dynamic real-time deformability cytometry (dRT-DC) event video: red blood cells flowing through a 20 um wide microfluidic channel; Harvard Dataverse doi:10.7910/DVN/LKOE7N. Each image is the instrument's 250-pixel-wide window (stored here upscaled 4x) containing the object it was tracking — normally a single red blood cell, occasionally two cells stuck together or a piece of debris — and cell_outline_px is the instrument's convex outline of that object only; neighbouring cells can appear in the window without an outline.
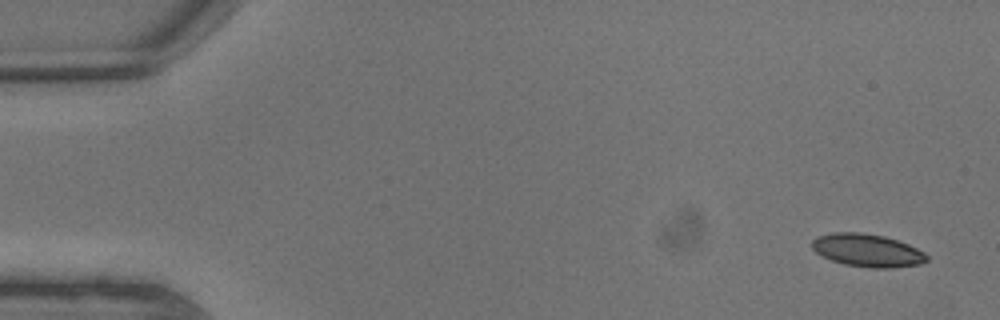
{"species": "common noctule bat (a hibernating species)", "species_latin": "Nyctalus noctula", "temperature_condition": "warm", "stored_images_in_passage": 7, "segment_of_instrument_passage": [1, 2], "camera_frame_rate_fps": 3000, "um_per_image_px": 0.085, "animal": {"sex": "male", "body_mass_g": 13.3}, "frame": {"image": 1, "passage_image": 1, "time_ms": 0.0, "image_size_px": [1000, 320], "cell_outline_px": [[928, 260], [920, 264], [892, 268], [868, 268], [844, 264], [832, 260], [816, 252], [812, 248], [812, 240], [816, 236], [832, 232], [860, 232], [884, 236], [908, 244], [924, 252], [928, 256]], "centroid_in_image_um": [73.72, 21.28], "position_along_channel_um": 11.3, "area_um2": 22.02}}